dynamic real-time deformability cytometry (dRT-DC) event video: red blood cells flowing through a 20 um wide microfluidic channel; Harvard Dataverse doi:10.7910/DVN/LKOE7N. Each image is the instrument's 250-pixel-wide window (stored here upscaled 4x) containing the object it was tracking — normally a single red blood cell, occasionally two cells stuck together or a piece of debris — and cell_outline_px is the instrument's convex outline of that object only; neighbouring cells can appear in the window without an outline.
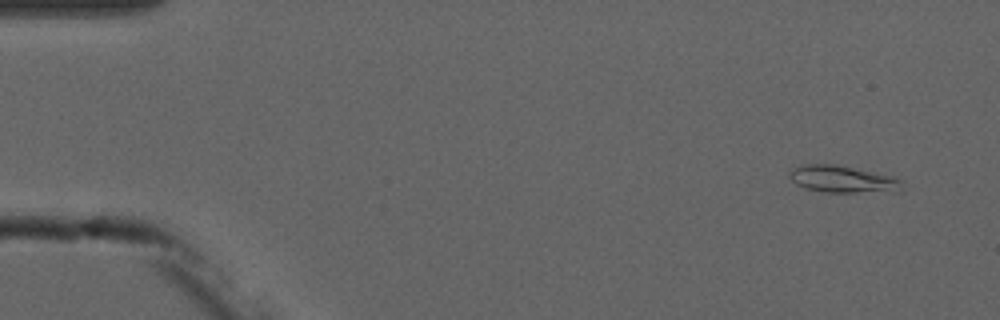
{"species": "common noctule bat (a hibernating species)", "species_latin": "Nyctalus noctula", "temperature_condition": "cold", "stored_images_in_passage": 8, "camera_frame_rate_fps": 3000, "um_per_image_px": 0.085, "animal": {"sex": "male", "forearm_length_mm": 52.5}, "frame": {"image": 1, "passage_image": 1, "time_ms": 0.0, "image_size_px": [1000, 320], "cell_outline_px": [[904, 192], [824, 192], [804, 188], [796, 184], [788, 176], [788, 172], [792, 168], [800, 164], [836, 164], [896, 176], [900, 180]], "centroid_in_image_um": [71.65, 15.23], "position_along_channel_um": 13.3, "area_um2": 18.21}}
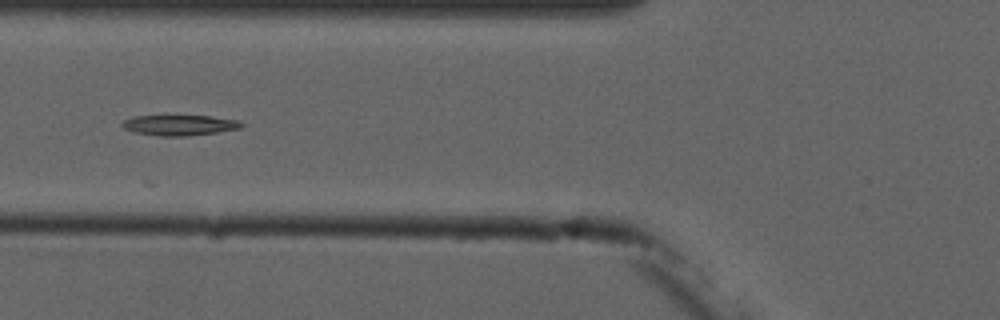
{"frame": {"image": 2, "passage_image": 6, "time_ms": 5.667, "image_size_px": [1000, 320], "cell_outline_px": [[244, 124], [240, 128], [216, 132], [188, 136], [160, 136], [136, 132], [124, 128], [120, 124], [124, 120], [132, 116], [212, 116], [240, 120]], "centroid_in_image_um": [15.28, 10.63], "position_along_channel_um": 110.5, "area_um2": 14.16}}
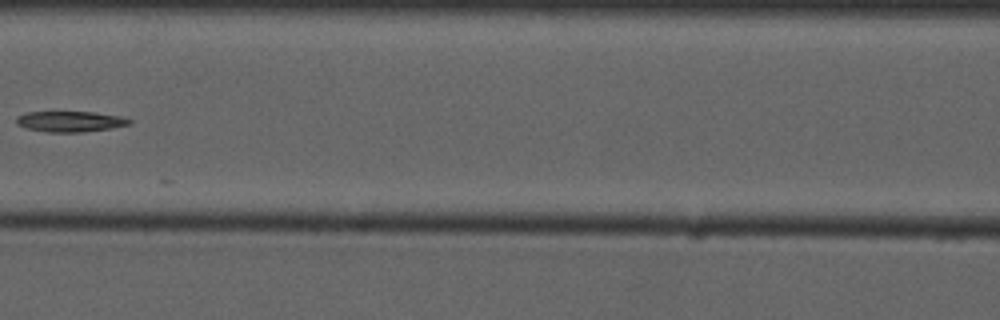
{"frame": {"image": 3, "passage_image": 7, "time_ms": 7.0, "image_size_px": [1000, 320], "cell_outline_px": [[132, 120], [128, 124], [112, 128], [84, 132], [48, 132], [24, 128], [16, 124], [16, 116], [24, 112], [92, 112], [124, 116]], "centroid_in_image_um": [5.93, 10.32], "position_along_channel_um": 160.7, "area_um2": 13.76}}